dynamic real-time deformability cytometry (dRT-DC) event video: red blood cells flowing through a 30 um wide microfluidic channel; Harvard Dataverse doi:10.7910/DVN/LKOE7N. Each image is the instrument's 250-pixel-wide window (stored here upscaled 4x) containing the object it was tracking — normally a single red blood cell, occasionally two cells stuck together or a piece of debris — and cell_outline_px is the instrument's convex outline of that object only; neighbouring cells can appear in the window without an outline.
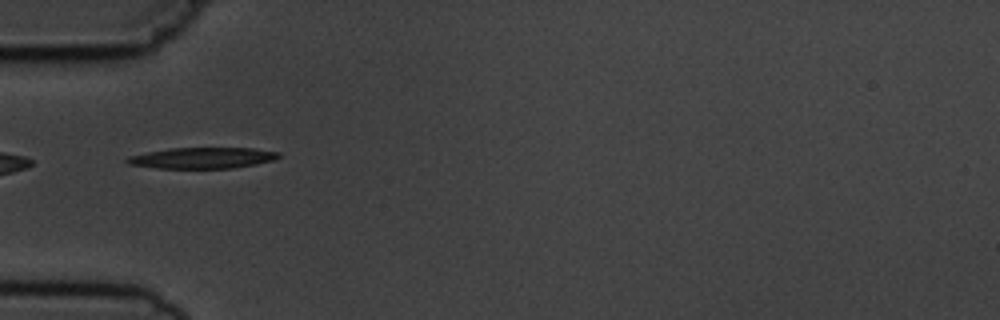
{"species": "common noctule bat (a hibernating species)", "species_latin": "Nyctalus noctula", "temperature_condition": "cold", "stored_images_in_passage": 4, "camera_frame_rate_fps": 3000, "um_per_image_px": 0.085, "animal": {"sex": "male", "body_mass_g": 19.5, "forearm_length_mm": 54.6}, "frame": {"image": 1, "passage_image": 3, "time_ms": 2.333, "image_size_px": [1000, 320], "cell_outline_px": [[280, 156], [272, 160], [256, 164], [232, 168], [156, 168], [128, 164], [124, 160], [128, 156], [148, 152], [172, 148], [252, 148], [280, 152]], "centroid_in_image_um": [17.19, 13.42], "position_along_channel_um": 67.8, "area_um2": 18.44}}
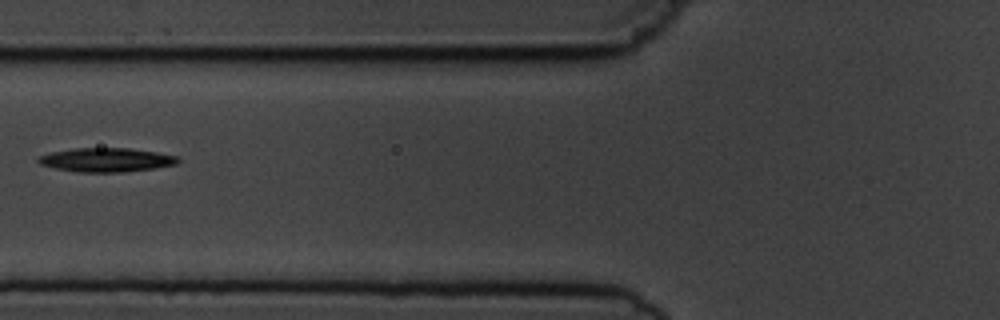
{"frame": {"image": 2, "passage_image": 4, "time_ms": 3.667, "image_size_px": [1000, 320], "cell_outline_px": [[180, 160], [176, 164], [156, 168], [124, 172], [80, 172], [56, 168], [40, 164], [36, 160], [40, 156], [52, 152], [76, 148], [128, 148], [156, 152], [176, 156]], "centroid_in_image_um": [9.05, 13.59], "position_along_channel_um": 116.7, "area_um2": 19.31}}